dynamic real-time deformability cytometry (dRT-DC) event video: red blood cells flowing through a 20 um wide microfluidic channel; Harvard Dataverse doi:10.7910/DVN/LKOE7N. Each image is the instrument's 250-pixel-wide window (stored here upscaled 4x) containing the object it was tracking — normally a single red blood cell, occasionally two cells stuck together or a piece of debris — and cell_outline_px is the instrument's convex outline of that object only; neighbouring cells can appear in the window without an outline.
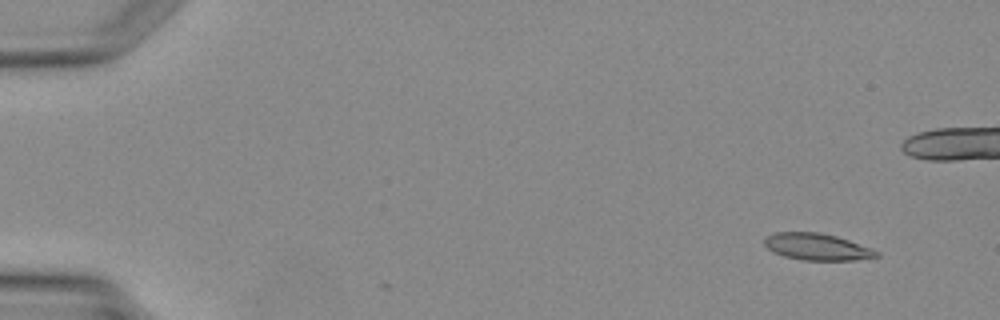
{"species": "Egyptian fruit bat (a non-hibernating species)", "species_latin": "Rousettus aegyptiacus", "temperature_condition": "warm", "stored_images_in_passage": 5, "segment_of_instrument_passage": [1, 2], "camera_frame_rate_fps": 3000, "um_per_image_px": 0.085, "animal": {"sex": "female"}, "frame": {"image": 1, "passage_image": 1, "time_ms": 0.0, "image_size_px": [1000, 320], "cell_outline_px": [[880, 256], [852, 260], [804, 260], [784, 256], [772, 252], [764, 244], [764, 236], [776, 232], [820, 232], [836, 236], [872, 248], [880, 252]], "centroid_in_image_um": [69.43, 20.97], "position_along_channel_um": 15.6, "area_um2": 17.51}}
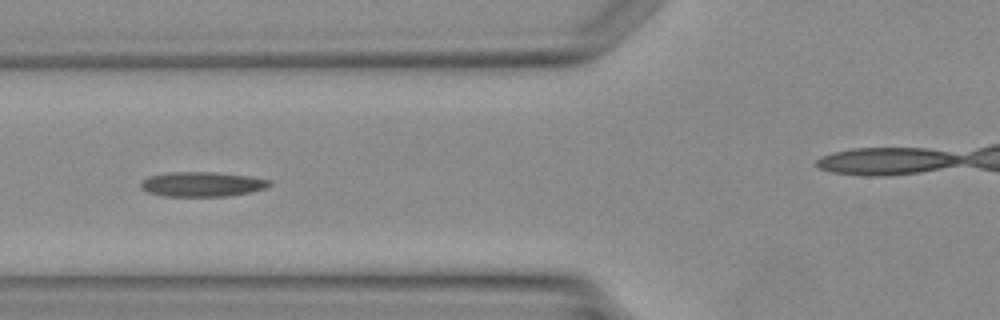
{"frame": {"image": 2, "passage_image": 4, "time_ms": 4.333, "image_size_px": [1000, 320], "cell_outline_px": [[272, 184], [268, 188], [248, 192], [224, 196], [164, 196], [148, 192], [140, 184], [148, 176], [172, 172], [212, 172], [248, 176], [272, 180]], "centroid_in_image_um": [17.22, 15.65], "position_along_channel_um": 108.6, "area_um2": 18.32}}